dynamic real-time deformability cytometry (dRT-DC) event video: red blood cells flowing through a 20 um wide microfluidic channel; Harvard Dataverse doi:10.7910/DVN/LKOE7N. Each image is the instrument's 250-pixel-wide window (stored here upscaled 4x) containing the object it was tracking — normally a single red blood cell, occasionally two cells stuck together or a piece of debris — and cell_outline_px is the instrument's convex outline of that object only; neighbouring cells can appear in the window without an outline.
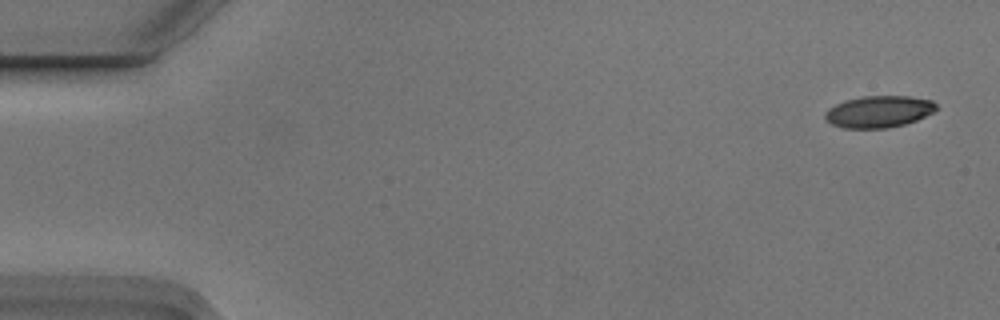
{"species": "Egyptian fruit bat (a non-hibernating species)", "species_latin": "Rousettus aegyptiacus", "temperature_condition": "cold", "stored_images_in_passage": 7, "camera_frame_rate_fps": 3000, "um_per_image_px": 0.085, "animal": {"sex": "male"}, "frame": {"image": 1, "passage_image": 1, "time_ms": 0.0, "image_size_px": [1000, 320], "cell_outline_px": [[936, 108], [932, 112], [916, 120], [904, 124], [888, 128], [844, 128], [832, 124], [824, 116], [824, 112], [828, 108], [844, 100], [860, 96], [908, 96], [932, 100], [936, 104]], "centroid_in_image_um": [74.67, 9.48], "position_along_channel_um": 10.3, "area_um2": 20.52}}
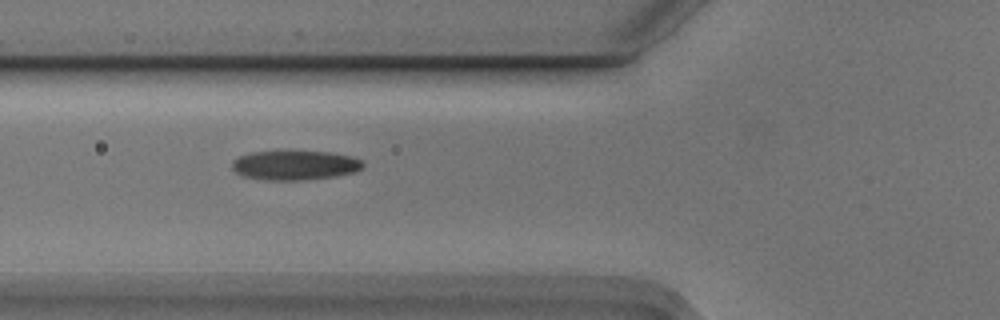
{"frame": {"image": 2, "passage_image": 6, "time_ms": 1.667, "image_size_px": [1000, 320], "cell_outline_px": [[364, 168], [356, 172], [336, 176], [300, 180], [264, 180], [244, 176], [236, 172], [232, 168], [232, 160], [240, 156], [252, 152], [328, 152], [352, 156], [360, 160], [364, 164]], "centroid_in_image_um": [25.09, 14.05], "position_along_channel_um": 100.7, "area_um2": 22.31}}
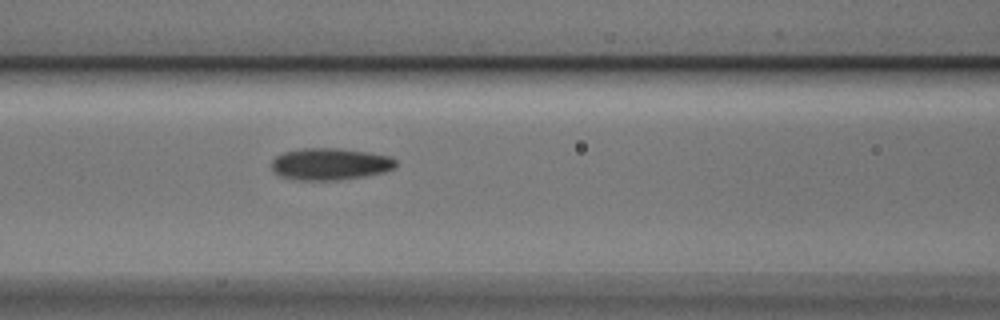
{"frame": {"image": 3, "passage_image": 7, "time_ms": 2.0, "image_size_px": [1000, 320], "cell_outline_px": [[396, 168], [384, 172], [368, 176], [336, 180], [296, 180], [280, 176], [272, 168], [272, 160], [276, 156], [284, 152], [304, 148], [340, 148], [368, 152], [388, 156], [396, 160]], "centroid_in_image_um": [28.08, 13.94], "position_along_channel_um": 138.5, "area_um2": 23.18}}